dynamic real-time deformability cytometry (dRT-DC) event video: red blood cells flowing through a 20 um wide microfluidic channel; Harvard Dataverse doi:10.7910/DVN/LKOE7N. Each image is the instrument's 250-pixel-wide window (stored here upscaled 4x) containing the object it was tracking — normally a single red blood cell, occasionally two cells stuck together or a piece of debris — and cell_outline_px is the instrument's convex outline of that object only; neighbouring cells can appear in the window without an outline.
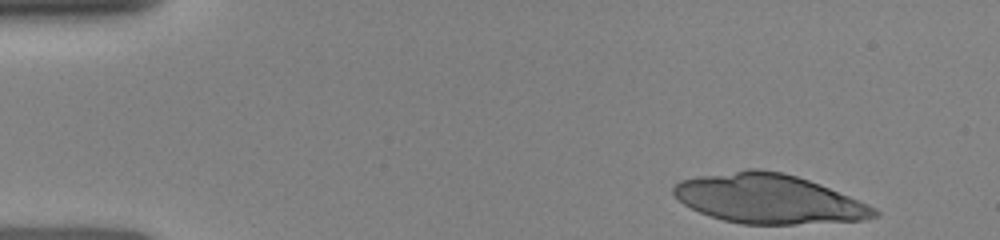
{"species": "human", "species_latin": "Homo sapiens", "temperature_condition": "room temperature", "stored_images_in_passage": 3, "camera_frame_rate_fps": 3000, "um_per_image_px": 0.085, "donor": {"sex": "female"}, "frame": {"image": 1, "passage_image": 1, "time_ms": 0.0, "image_size_px": [1000, 240], "cell_outline_px": [[880, 216], [864, 220], [796, 224], [740, 224], [724, 220], [700, 212], [684, 204], [672, 192], [672, 188], [680, 180], [700, 176], [748, 168], [760, 168], [784, 172], [820, 184], [868, 204], [876, 208], [880, 212]], "centroid_in_image_um": [65.37, 16.9], "position_along_channel_um": 19.6, "area_um2": 57.63}}